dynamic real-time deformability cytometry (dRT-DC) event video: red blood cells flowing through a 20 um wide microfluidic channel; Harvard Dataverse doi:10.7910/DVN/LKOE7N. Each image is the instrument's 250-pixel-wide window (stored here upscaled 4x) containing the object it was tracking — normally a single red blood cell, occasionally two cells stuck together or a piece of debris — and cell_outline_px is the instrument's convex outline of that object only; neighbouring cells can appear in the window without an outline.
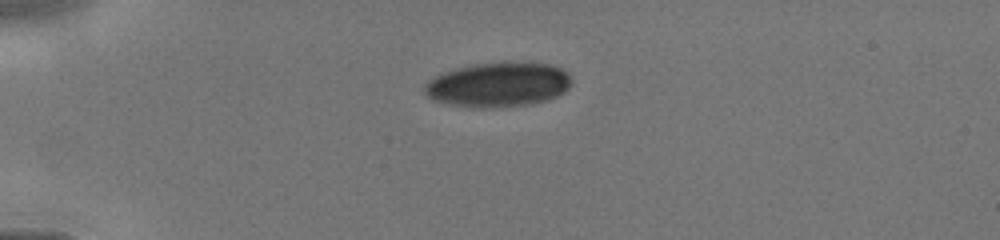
{"species": "human", "species_latin": "Homo sapiens", "temperature_condition": "cold", "stored_images_in_passage": 6, "camera_frame_rate_fps": 3000, "um_per_image_px": 0.085, "donor": {"sex": "male"}, "frame": {"image": 1, "passage_image": 1, "time_ms": 0.0, "image_size_px": [1000, 240], "cell_outline_px": [[572, 84], [564, 92], [556, 96], [544, 100], [528, 104], [496, 108], [472, 108], [432, 100], [424, 92], [424, 84], [436, 76], [444, 72], [456, 68], [476, 64], [548, 64], [560, 68], [568, 72], [572, 80]], "centroid_in_image_um": [42.34, 7.23], "position_along_channel_um": 42.7, "area_um2": 37.57}}
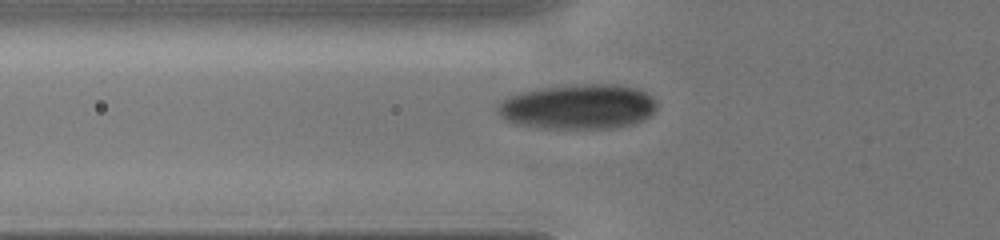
{"frame": {"image": 2, "passage_image": 5, "time_ms": 1.667, "image_size_px": [1000, 240], "cell_outline_px": [[656, 108], [648, 116], [632, 124], [612, 128], [548, 128], [512, 124], [504, 120], [496, 112], [496, 108], [508, 96], [520, 92], [540, 88], [580, 84], [620, 84], [636, 88], [652, 96], [656, 100]], "centroid_in_image_um": [49.11, 9.06], "position_along_channel_um": 76.7, "area_um2": 41.73}}